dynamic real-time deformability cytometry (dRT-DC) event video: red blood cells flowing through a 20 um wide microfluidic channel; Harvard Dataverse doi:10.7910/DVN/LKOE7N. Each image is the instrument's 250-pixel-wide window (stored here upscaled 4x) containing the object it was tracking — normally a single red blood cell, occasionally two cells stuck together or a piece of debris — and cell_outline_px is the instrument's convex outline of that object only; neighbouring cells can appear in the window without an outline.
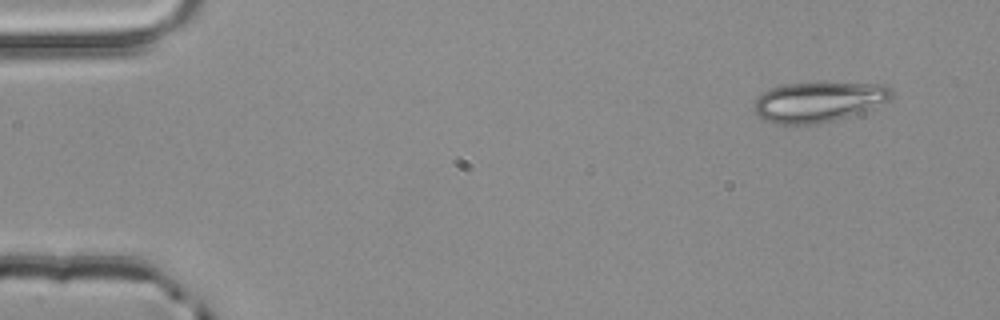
{"species": "common noctule bat (a hibernating species)", "species_latin": "Nyctalus noctula", "temperature_condition": "room temperature", "stored_images_in_passage": 4, "camera_frame_rate_fps": 3000, "um_per_image_px": 0.085, "animal": {"sex": "male", "body_mass_g": 20.4}, "frame": {"image": 1, "passage_image": 1, "time_ms": 0.0, "image_size_px": [1000, 320], "cell_outline_px": [[892, 96], [888, 100], [860, 112], [848, 116], [816, 124], [776, 124], [764, 120], [752, 108], [756, 96], [772, 88], [784, 84], [884, 84], [892, 88]], "centroid_in_image_um": [69.51, 8.67], "position_along_channel_um": 15.5, "area_um2": 31.5}}